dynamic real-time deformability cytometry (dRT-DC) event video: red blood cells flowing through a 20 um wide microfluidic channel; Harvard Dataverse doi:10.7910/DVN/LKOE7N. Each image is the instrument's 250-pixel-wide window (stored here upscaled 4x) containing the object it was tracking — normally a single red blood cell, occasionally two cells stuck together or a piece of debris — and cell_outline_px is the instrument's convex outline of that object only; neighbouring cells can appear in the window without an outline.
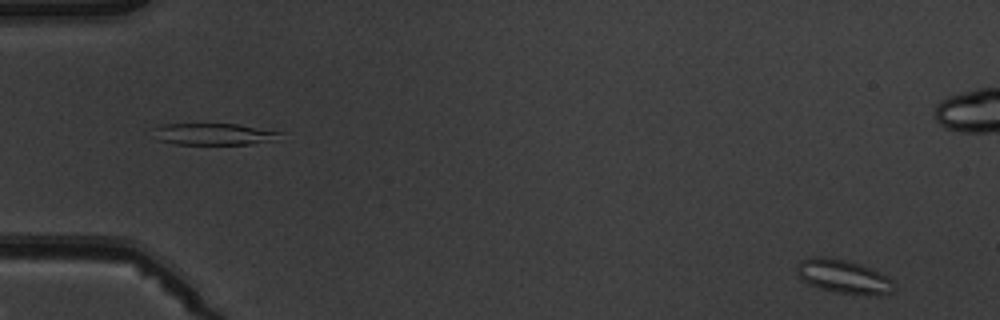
{"species": "common noctule bat (a hibernating species)", "species_latin": "Nyctalus noctula", "temperature_condition": "warm", "stored_images_in_passage": 5, "camera_frame_rate_fps": 3000, "um_per_image_px": 0.085, "animal": {"sex": "male", "body_mass_g": 19.5, "forearm_length_mm": 54.6}, "frame": {"image": 1, "passage_image": 5, "time_ms": 5.667, "image_size_px": [1000, 320], "cell_outline_px": [[896, 288], [888, 296], [864, 296], [836, 292], [820, 288], [808, 284], [796, 272], [796, 268], [800, 260], [808, 256], [824, 256], [844, 260], [860, 264], [872, 268], [888, 276], [892, 280]], "centroid_in_image_um": [71.76, 23.53], "position_along_channel_um": 13.2, "area_um2": 19.65}}